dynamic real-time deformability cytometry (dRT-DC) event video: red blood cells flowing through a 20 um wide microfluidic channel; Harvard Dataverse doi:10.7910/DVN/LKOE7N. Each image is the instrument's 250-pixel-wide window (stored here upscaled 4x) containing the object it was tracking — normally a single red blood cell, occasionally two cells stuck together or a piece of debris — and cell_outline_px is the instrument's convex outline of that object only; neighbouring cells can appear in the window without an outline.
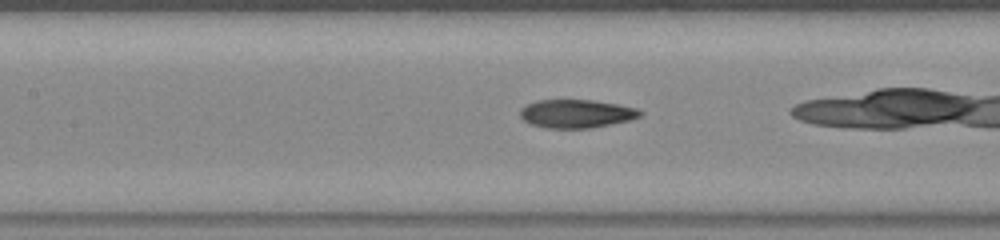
{"species": "common noctule bat (a hibernating species)", "species_latin": "Nyctalus noctula", "temperature_condition": "warm", "stored_images_in_passage": 25, "camera_frame_rate_fps": 3000, "um_per_image_px": 0.085, "animal": {"sex": "female", "body_mass_g": 23.0, "forearm_length_mm": 53.4}, "frame": {"image": 1, "passage_image": 8, "time_ms": 2.333, "image_size_px": [1000, 240], "cell_outline_px": [[644, 112], [640, 116], [628, 120], [588, 128], [548, 128], [532, 124], [524, 120], [520, 116], [520, 108], [536, 100], [592, 100], [620, 104], [636, 108]], "centroid_in_image_um": [48.98, 9.65], "position_along_channel_um": 158.4, "area_um2": 19.65}}
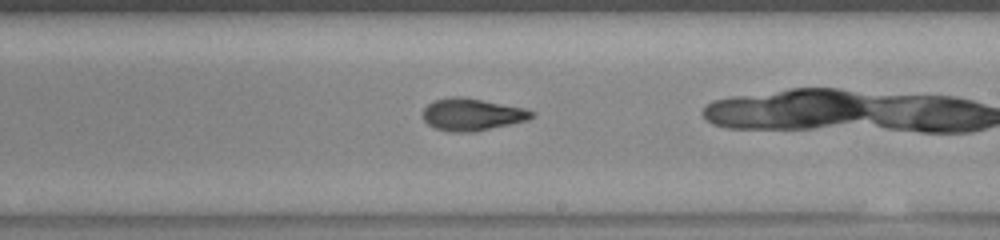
{"frame": {"image": 2, "passage_image": 15, "time_ms": 4.667, "image_size_px": [1000, 240], "cell_outline_px": [[536, 112], [528, 120], [476, 132], [448, 132], [436, 128], [428, 124], [424, 120], [424, 108], [428, 104], [436, 100], [452, 96], [460, 96], [524, 108]], "centroid_in_image_um": [40.13, 9.74], "position_along_channel_um": 248.9, "area_um2": 20.29}}
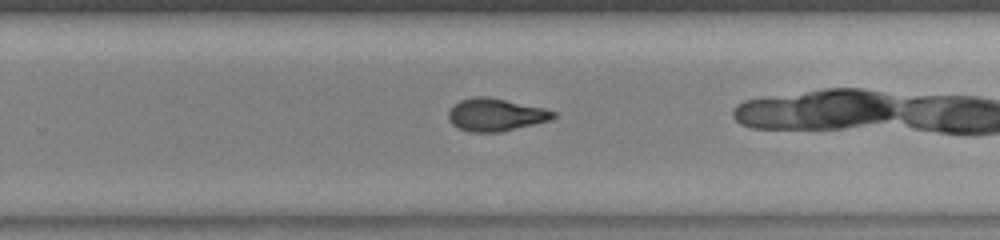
{"frame": {"image": 3, "passage_image": 18, "time_ms": 5.667, "image_size_px": [1000, 240], "cell_outline_px": [[556, 116], [552, 120], [500, 132], [468, 132], [452, 124], [448, 120], [448, 112], [452, 104], [460, 100], [476, 96], [488, 96], [544, 108], [556, 112]], "centroid_in_image_um": [42.11, 9.75], "position_along_channel_um": 287.7, "area_um2": 20.11}}